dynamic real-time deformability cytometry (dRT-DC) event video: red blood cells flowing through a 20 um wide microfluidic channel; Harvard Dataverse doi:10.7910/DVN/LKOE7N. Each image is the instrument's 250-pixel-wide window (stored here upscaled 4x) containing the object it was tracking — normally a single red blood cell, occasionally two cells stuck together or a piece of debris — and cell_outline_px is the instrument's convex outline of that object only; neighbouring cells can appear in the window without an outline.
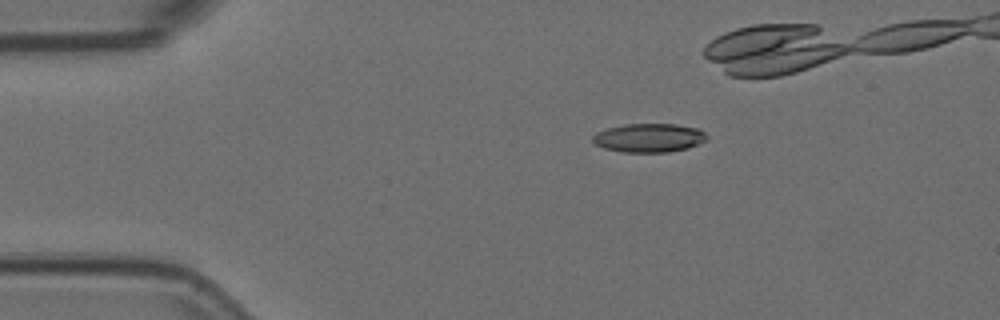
{"species": "Egyptian fruit bat (a non-hibernating species)", "species_latin": "Rousettus aegyptiacus", "temperature_condition": "room temperature", "stored_images_in_passage": 13, "camera_frame_rate_fps": 3000, "um_per_image_px": 0.085, "animal": {"sex": "female"}, "frame": {"image": 1, "passage_image": 4, "time_ms": 1.0, "image_size_px": [1000, 320], "cell_outline_px": [[708, 136], [704, 140], [688, 148], [668, 152], [624, 152], [604, 148], [596, 144], [592, 140], [592, 136], [596, 132], [608, 128], [624, 124], [676, 124], [700, 128]], "centroid_in_image_um": [55.16, 11.71], "position_along_channel_um": 29.8, "area_um2": 19.07}}
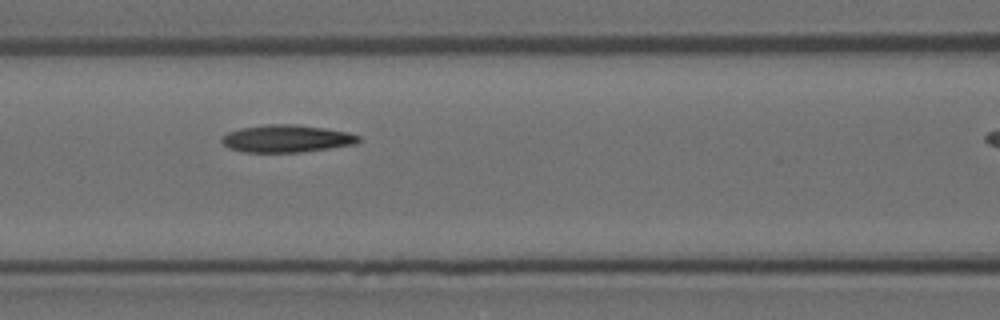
{"frame": {"image": 2, "passage_image": 10, "time_ms": 3.0, "image_size_px": [1000, 320], "cell_outline_px": [[360, 140], [356, 144], [300, 152], [244, 152], [228, 148], [220, 140], [220, 136], [228, 132], [240, 128], [268, 124], [296, 124], [324, 128], [348, 132], [360, 136]], "centroid_in_image_um": [24.33, 11.78], "position_along_channel_um": 142.3, "area_um2": 21.91}}
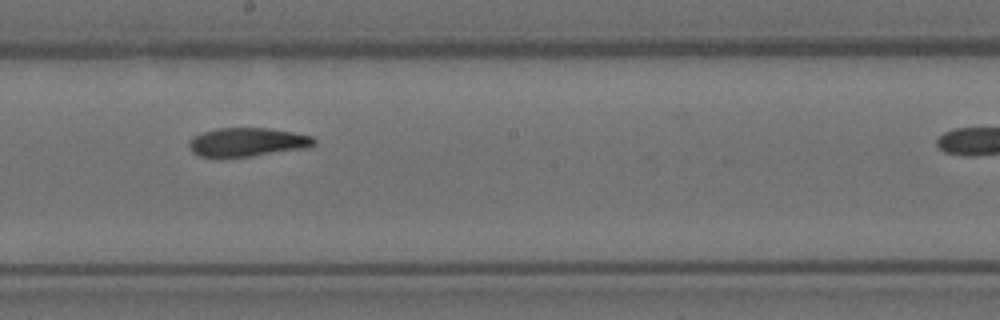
{"frame": {"image": 3, "passage_image": 12, "time_ms": 3.667, "image_size_px": [1000, 320], "cell_outline_px": [[316, 144], [308, 148], [252, 156], [200, 156], [192, 152], [188, 144], [188, 140], [200, 132], [216, 128], [268, 128], [292, 132], [312, 136], [316, 140]], "centroid_in_image_um": [21.03, 12.07], "position_along_channel_um": 227.2, "area_um2": 20.92}}